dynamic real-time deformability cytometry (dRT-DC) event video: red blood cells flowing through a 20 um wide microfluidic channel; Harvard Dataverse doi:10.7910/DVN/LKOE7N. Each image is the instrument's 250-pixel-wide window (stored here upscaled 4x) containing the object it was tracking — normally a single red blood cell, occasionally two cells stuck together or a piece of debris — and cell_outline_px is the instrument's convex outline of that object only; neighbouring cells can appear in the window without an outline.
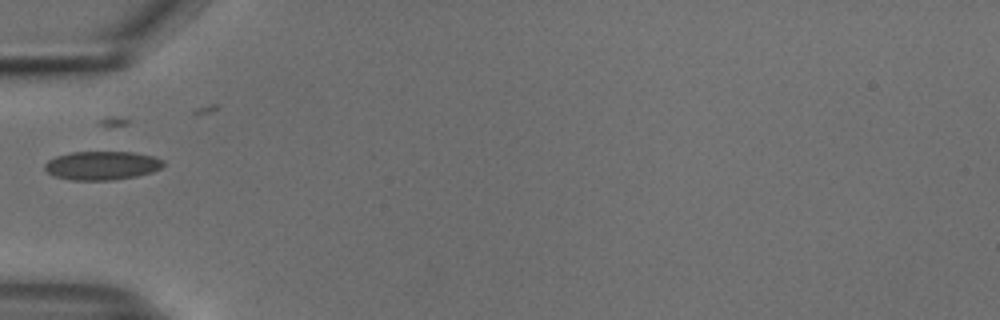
{"species": "common noctule bat (a hibernating species)", "species_latin": "Nyctalus noctula", "temperature_condition": "cold", "stored_images_in_passage": 26, "camera_frame_rate_fps": 3000, "um_per_image_px": 0.085, "animal": {"sex": "male", "body_mass_g": 18.8}, "frame": {"image": 1, "passage_image": 1, "time_ms": 0.0, "image_size_px": [1000, 320], "cell_outline_px": [[164, 164], [160, 168], [152, 172], [136, 176], [112, 180], [72, 180], [56, 176], [48, 172], [44, 168], [44, 164], [48, 160], [56, 156], [72, 152], [132, 152], [152, 156], [164, 160]], "centroid_in_image_um": [8.66, 14.06], "position_along_channel_um": 76.3, "area_um2": 19.71}}
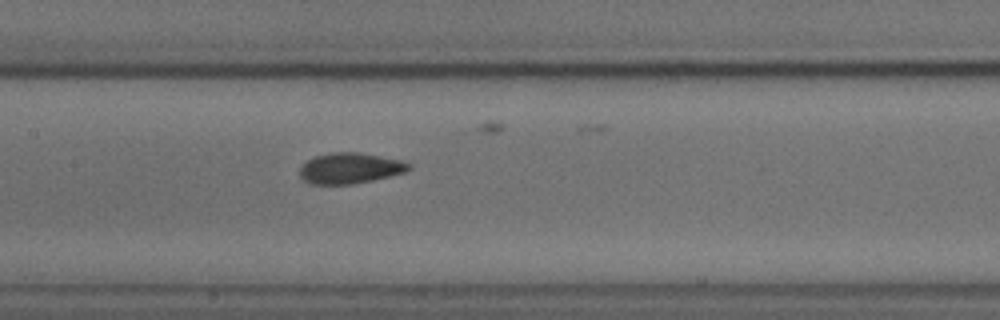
{"frame": {"image": 2, "passage_image": 9, "time_ms": 2.667, "image_size_px": [1000, 320], "cell_outline_px": [[412, 168], [404, 172], [372, 180], [352, 184], [308, 184], [300, 176], [300, 168], [308, 160], [316, 156], [332, 152], [356, 152], [404, 160], [412, 164]], "centroid_in_image_um": [29.77, 14.29], "position_along_channel_um": 177.6, "area_um2": 19.48}}
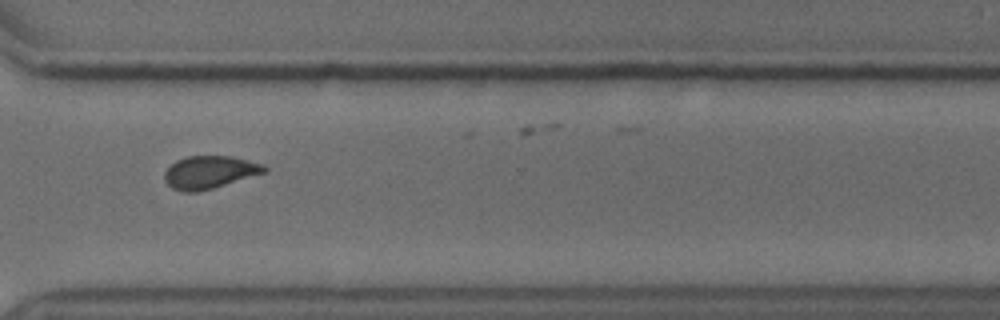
{"frame": {"image": 3, "passage_image": 23, "time_ms": 7.333, "image_size_px": [1000, 320], "cell_outline_px": [[268, 172], [200, 192], [184, 192], [172, 188], [164, 180], [164, 172], [176, 160], [188, 156], [232, 156], [264, 164], [268, 168]], "centroid_in_image_um": [17.85, 14.64], "position_along_channel_um": 352.8, "area_um2": 19.25}}